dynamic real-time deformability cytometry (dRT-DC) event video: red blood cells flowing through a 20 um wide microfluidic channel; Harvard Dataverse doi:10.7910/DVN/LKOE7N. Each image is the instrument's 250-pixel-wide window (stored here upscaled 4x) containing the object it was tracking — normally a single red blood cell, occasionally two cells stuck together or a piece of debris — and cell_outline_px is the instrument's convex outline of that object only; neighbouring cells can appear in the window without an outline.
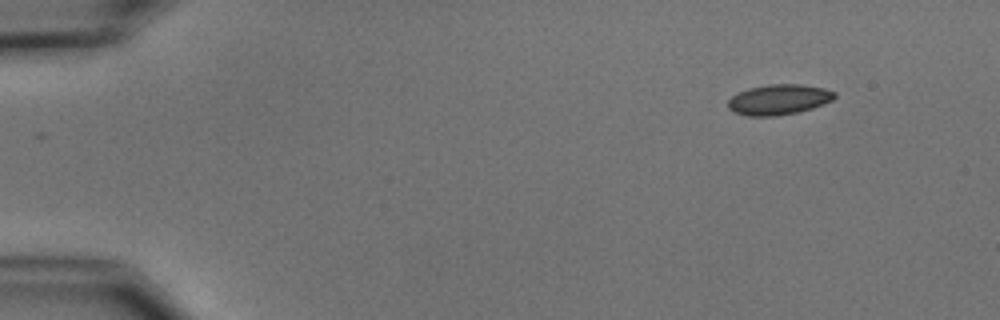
{"species": "common noctule bat (a hibernating species)", "species_latin": "Nyctalus noctula", "temperature_condition": "cold", "stored_images_in_passage": 2, "camera_frame_rate_fps": 3000, "um_per_image_px": 0.085, "animal": {"sex": "male", "body_mass_g": 15.6}, "frame": {"image": 1, "passage_image": 2, "time_ms": 1.0, "image_size_px": [1000, 320], "cell_outline_px": [[836, 96], [832, 100], [812, 108], [796, 112], [776, 116], [748, 116], [736, 112], [728, 108], [728, 100], [732, 96], [748, 88], [768, 84], [800, 84], [824, 88], [836, 92]], "centroid_in_image_um": [66.2, 8.45], "position_along_channel_um": 18.8, "area_um2": 18.73}}